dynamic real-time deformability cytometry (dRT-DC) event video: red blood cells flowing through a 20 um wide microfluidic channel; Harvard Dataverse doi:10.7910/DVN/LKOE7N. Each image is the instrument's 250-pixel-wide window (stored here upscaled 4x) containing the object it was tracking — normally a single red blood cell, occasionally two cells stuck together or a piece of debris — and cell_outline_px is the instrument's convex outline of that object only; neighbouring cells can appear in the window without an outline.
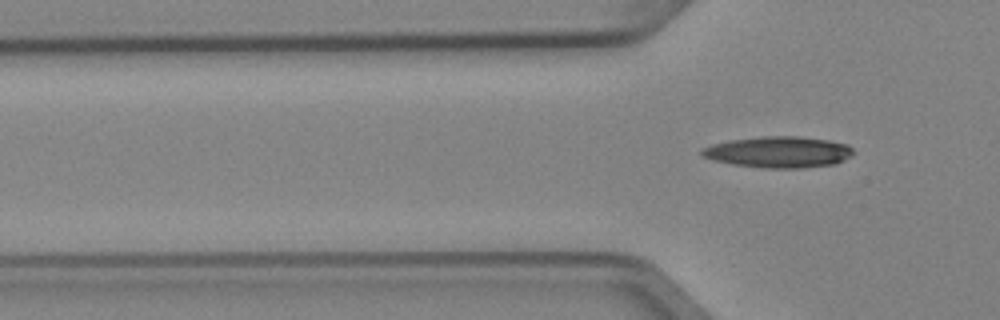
{"species": "Egyptian fruit bat (a non-hibernating species)", "species_latin": "Rousettus aegyptiacus", "temperature_condition": "cold", "stored_images_in_passage": 6, "camera_frame_rate_fps": 3000, "um_per_image_px": 0.085, "animal": {"sex": "female"}, "frame": {"image": 1, "passage_image": 6, "time_ms": 1.667, "image_size_px": [1000, 320], "cell_outline_px": [[856, 152], [852, 156], [836, 164], [800, 168], [764, 168], [732, 164], [716, 160], [704, 156], [700, 152], [700, 148], [712, 144], [732, 140], [760, 136], [796, 136], [828, 140], [848, 144]], "centroid_in_image_um": [66.23, 12.92], "position_along_channel_um": 59.6, "area_um2": 27.63}}